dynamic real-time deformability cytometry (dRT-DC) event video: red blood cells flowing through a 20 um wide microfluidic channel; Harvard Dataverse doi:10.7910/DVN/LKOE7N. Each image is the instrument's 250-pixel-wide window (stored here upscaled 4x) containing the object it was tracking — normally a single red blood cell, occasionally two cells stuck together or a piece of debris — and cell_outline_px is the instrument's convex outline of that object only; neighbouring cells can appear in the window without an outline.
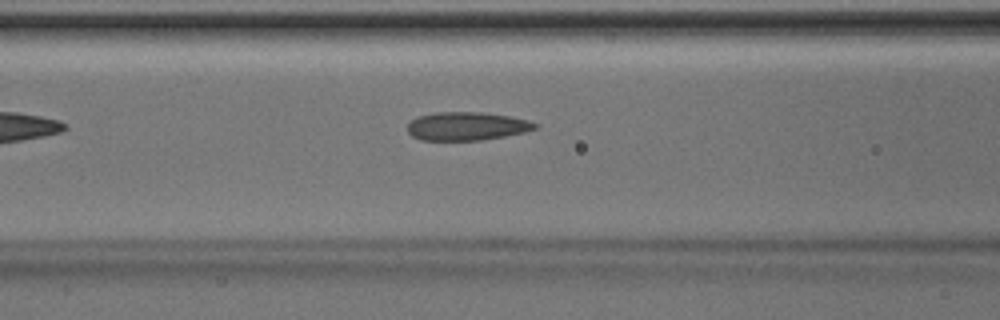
{"species": "Egyptian fruit bat (a non-hibernating species)", "species_latin": "Rousettus aegyptiacus", "temperature_condition": "room temperature", "stored_images_in_passage": 5, "camera_frame_rate_fps": 3000, "um_per_image_px": 0.085, "animal": {"sex": "male"}, "frame": {"image": 1, "passage_image": 5, "time_ms": 1.333, "image_size_px": [1000, 320], "cell_outline_px": [[536, 128], [524, 132], [504, 136], [480, 140], [420, 140], [412, 136], [408, 132], [408, 124], [416, 116], [436, 112], [480, 112], [508, 116], [528, 120], [536, 124]], "centroid_in_image_um": [39.62, 10.72], "position_along_channel_um": 127.0, "area_um2": 20.92}}